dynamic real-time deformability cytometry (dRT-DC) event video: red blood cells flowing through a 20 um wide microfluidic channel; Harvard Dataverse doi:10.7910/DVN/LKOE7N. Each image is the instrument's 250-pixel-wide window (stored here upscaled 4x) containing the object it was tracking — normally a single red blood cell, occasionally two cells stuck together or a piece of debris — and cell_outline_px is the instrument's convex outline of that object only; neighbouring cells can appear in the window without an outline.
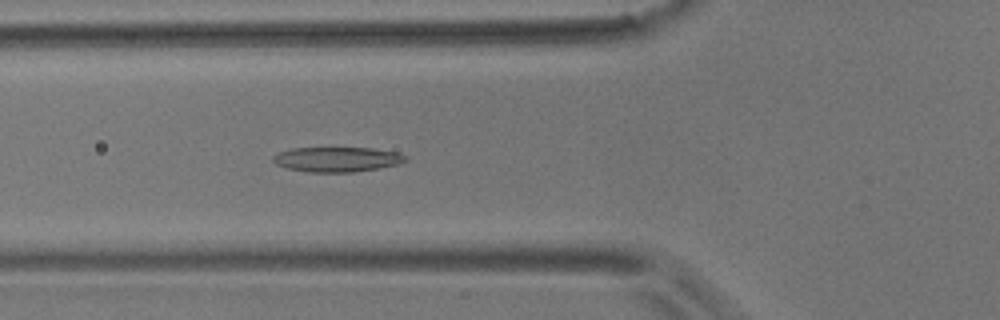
{"species": "common noctule bat (a hibernating species)", "species_latin": "Nyctalus noctula", "temperature_condition": "room temperature", "stored_images_in_passage": 45, "camera_frame_rate_fps": 3000, "um_per_image_px": 0.085, "animal": {"sex": "male", "body_mass_g": 17.9}, "frame": {"image": 1, "passage_image": 13, "time_ms": 4.0, "image_size_px": [1000, 320], "cell_outline_px": [[408, 160], [400, 164], [380, 168], [352, 172], [308, 172], [288, 168], [276, 164], [272, 160], [272, 156], [280, 152], [292, 148], [372, 148], [400, 152], [408, 156]], "centroid_in_image_um": [28.72, 13.54], "position_along_channel_um": 97.1, "area_um2": 19.36}}
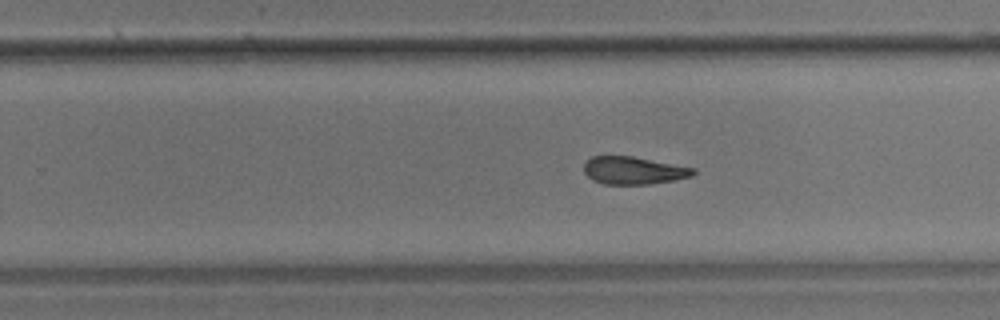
{"frame": {"image": 2, "passage_image": 28, "time_ms": 9.0, "image_size_px": [1000, 320], "cell_outline_px": [[696, 172], [692, 176], [676, 180], [648, 184], [604, 184], [592, 180], [584, 172], [584, 164], [592, 156], [632, 156], [696, 168]], "centroid_in_image_um": [53.87, 14.49], "position_along_channel_um": 275.9, "area_um2": 17.63}}
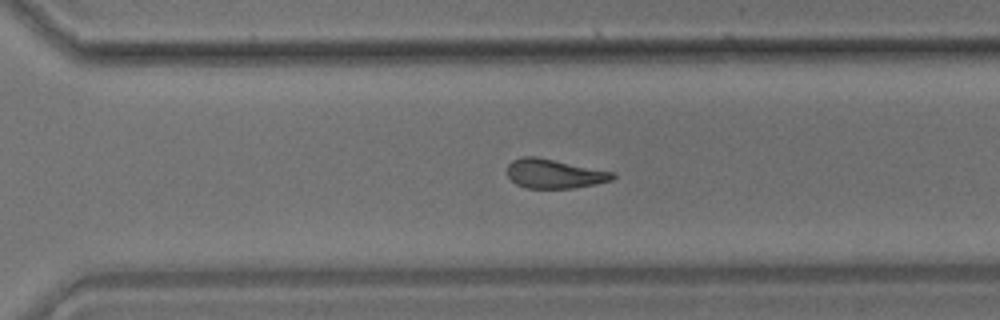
{"frame": {"image": 3, "passage_image": 32, "time_ms": 10.333, "image_size_px": [1000, 320], "cell_outline_px": [[616, 176], [612, 180], [596, 184], [572, 188], [528, 188], [516, 184], [508, 176], [508, 164], [512, 160], [524, 156], [536, 156], [616, 172]], "centroid_in_image_um": [47.15, 14.76], "position_along_channel_um": 323.5, "area_um2": 18.03}, "authors_computed_cell_mechanics": {"area_um2": 18.5538, "velocity_mm_per_s": 3.5771, "shape_relaxation_time_tau1_ms": null, "shape_relaxation_time_tau2_ms": 7.1725, "deformation_change_tau1": null, "deformation_change_tau2": 0.1655}}